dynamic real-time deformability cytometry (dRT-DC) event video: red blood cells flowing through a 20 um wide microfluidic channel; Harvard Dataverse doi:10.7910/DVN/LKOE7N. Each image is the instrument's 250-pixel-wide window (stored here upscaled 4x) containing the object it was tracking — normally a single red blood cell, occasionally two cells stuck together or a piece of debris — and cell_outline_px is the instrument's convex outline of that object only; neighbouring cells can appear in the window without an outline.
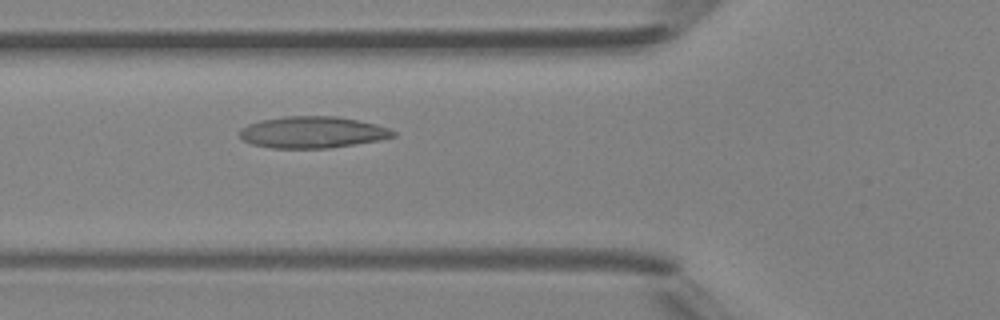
{"species": "Egyptian fruit bat (a non-hibernating species)", "species_latin": "Rousettus aegyptiacus", "temperature_condition": "room temperature", "stored_images_in_passage": 2, "camera_frame_rate_fps": 3000, "um_per_image_px": 0.085, "animal": {"sex": "female"}, "frame": {"image": 1, "passage_image": 2, "time_ms": 1.0, "image_size_px": [1000, 320], "cell_outline_px": [[396, 136], [380, 140], [328, 148], [272, 148], [252, 144], [244, 140], [240, 136], [240, 128], [248, 124], [260, 120], [284, 116], [336, 116], [376, 124], [388, 128], [396, 132]], "centroid_in_image_um": [26.55, 11.24], "position_along_channel_um": 99.2, "area_um2": 28.21}}